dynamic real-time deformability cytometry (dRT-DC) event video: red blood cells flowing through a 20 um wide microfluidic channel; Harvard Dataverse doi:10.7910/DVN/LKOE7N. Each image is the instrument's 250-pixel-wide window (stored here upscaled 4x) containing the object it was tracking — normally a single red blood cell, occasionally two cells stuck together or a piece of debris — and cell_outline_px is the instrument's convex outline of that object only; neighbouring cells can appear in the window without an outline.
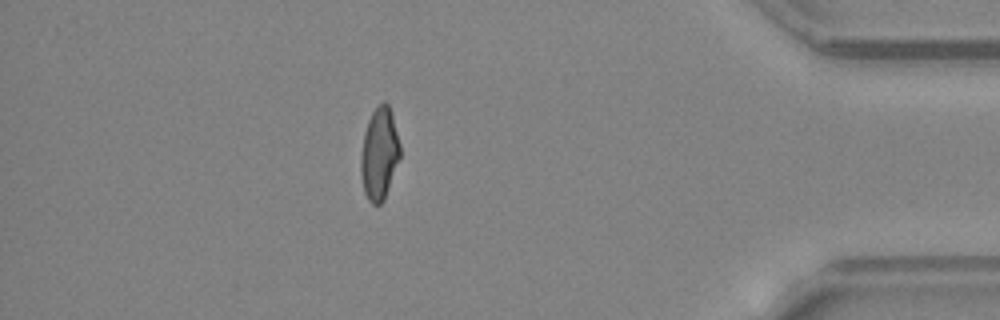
{"species": "common noctule bat (a hibernating species)", "species_latin": "Nyctalus noctula", "temperature_condition": "warm", "stored_images_in_passage": 41, "camera_frame_rate_fps": 3000, "um_per_image_px": 0.085, "animal": {"sex": "female", "body_mass_g": 24.6, "forearm_length_mm": 56.2}, "frame": {"image": 1, "passage_image": 35, "time_ms": 11.333, "image_size_px": [1000, 320], "cell_outline_px": [[400, 156], [384, 200], [380, 204], [372, 204], [368, 200], [364, 192], [360, 176], [360, 156], [364, 132], [368, 120], [372, 112], [384, 100], [388, 104], [392, 112], [400, 144]], "centroid_in_image_um": [32.23, 13.06], "position_along_channel_um": 403.0, "area_um2": 21.21}, "authors_computed_cell_mechanics": {"area_um2": 21.2126, "velocity_mm_per_s": 4.4004, "shape_relaxation_time_tau1_ms": 6.8258, "shape_relaxation_time_tau2_ms": 1.3268, "deformation_change_tau1": 0.2045, "deformation_change_tau2": 0.0717}}